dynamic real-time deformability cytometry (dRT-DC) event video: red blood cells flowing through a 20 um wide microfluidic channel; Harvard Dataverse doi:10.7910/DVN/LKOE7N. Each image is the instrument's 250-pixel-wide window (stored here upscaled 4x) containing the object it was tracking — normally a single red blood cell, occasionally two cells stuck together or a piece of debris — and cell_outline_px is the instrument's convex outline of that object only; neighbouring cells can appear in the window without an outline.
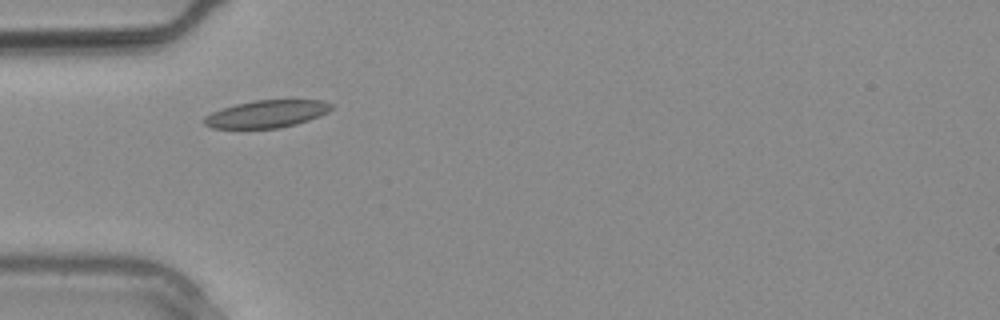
{"species": "common noctule bat (a hibernating species)", "species_latin": "Nyctalus noctula", "temperature_condition": "warm", "stored_images_in_passage": 3, "camera_frame_rate_fps": 3000, "um_per_image_px": 0.085, "animal": {"sex": "male", "body_mass_g": 20.4}, "frame": {"image": 1, "passage_image": 3, "time_ms": 0.667, "image_size_px": [1000, 320], "cell_outline_px": [[332, 108], [328, 112], [320, 116], [296, 124], [280, 128], [212, 128], [204, 124], [204, 116], [212, 112], [236, 104], [256, 100], [324, 100], [332, 104]], "centroid_in_image_um": [22.69, 9.68], "position_along_channel_um": 62.3, "area_um2": 20.23}}